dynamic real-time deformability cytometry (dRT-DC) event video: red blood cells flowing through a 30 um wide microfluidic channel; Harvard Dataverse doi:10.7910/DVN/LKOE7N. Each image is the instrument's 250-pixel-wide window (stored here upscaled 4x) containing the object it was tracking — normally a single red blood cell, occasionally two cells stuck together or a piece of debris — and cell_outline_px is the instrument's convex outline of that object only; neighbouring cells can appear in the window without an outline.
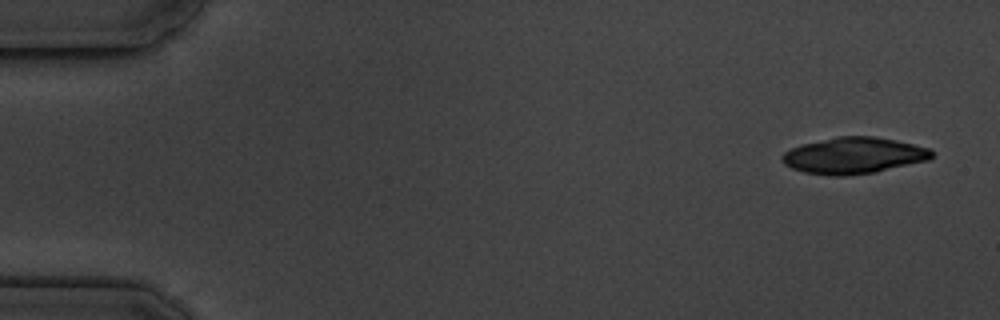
{"species": "common noctule bat (a hibernating species)", "species_latin": "Nyctalus noctula", "temperature_condition": "cold", "stored_images_in_passage": 4, "camera_frame_rate_fps": 3000, "um_per_image_px": 0.085, "animal": {"sex": "male", "body_mass_g": 19.5, "forearm_length_mm": 54.6}, "frame": {"image": 1, "passage_image": 1, "time_ms": 0.0, "image_size_px": [1000, 320], "cell_outline_px": [[932, 156], [928, 160], [876, 172], [844, 176], [828, 176], [804, 172], [792, 168], [784, 164], [780, 156], [784, 152], [792, 148], [804, 144], [840, 136], [872, 136], [896, 140], [928, 148], [932, 152]], "centroid_in_image_um": [72.55, 13.23], "position_along_channel_um": 12.5, "area_um2": 31.44}}